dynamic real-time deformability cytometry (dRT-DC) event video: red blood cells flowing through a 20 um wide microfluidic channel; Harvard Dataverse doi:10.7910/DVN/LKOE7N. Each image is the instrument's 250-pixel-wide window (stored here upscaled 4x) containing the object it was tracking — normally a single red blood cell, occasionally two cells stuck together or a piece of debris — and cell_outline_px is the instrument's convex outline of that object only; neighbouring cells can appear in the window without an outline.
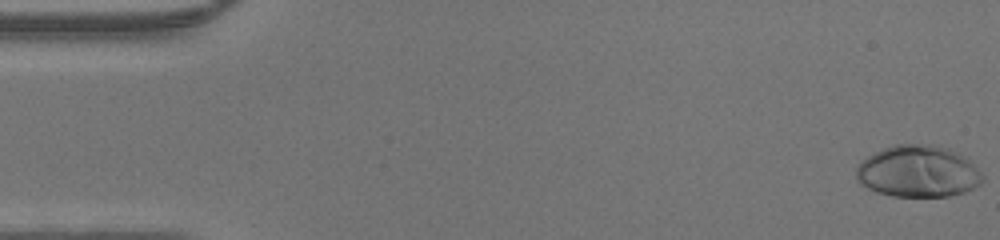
{"species": "human", "species_latin": "Homo sapiens", "temperature_condition": "warm", "stored_images_in_passage": 47, "camera_frame_rate_fps": 3000, "um_per_image_px": 0.085, "donor": {"sex": "male"}, "frame": {"image": 1, "passage_image": 1, "time_ms": 0.0, "image_size_px": [1000, 240], "cell_outline_px": [[984, 180], [980, 184], [964, 192], [948, 196], [892, 196], [876, 192], [860, 184], [856, 180], [856, 168], [860, 160], [884, 148], [896, 144], [932, 144], [948, 148], [968, 156], [984, 176]], "centroid_in_image_um": [78.05, 14.56], "position_along_channel_um": 6.9, "area_um2": 38.55}}
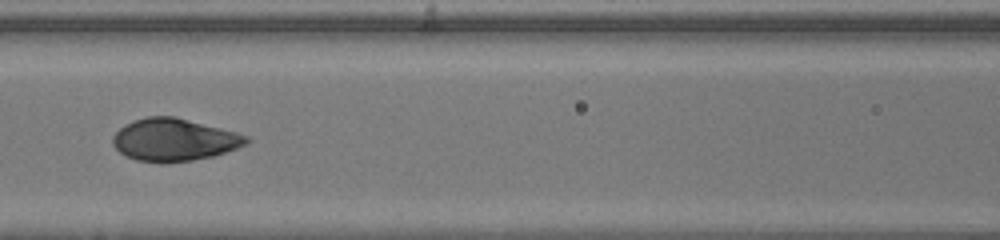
{"frame": {"image": 2, "passage_image": 21, "time_ms": 6.667, "image_size_px": [1000, 240], "cell_outline_px": [[252, 140], [248, 144], [212, 156], [192, 160], [164, 164], [160, 164], [136, 160], [120, 152], [112, 144], [112, 136], [124, 124], [132, 120], [148, 116], [176, 116], [236, 132], [248, 136]], "centroid_in_image_um": [14.79, 11.88], "position_along_channel_um": 151.8, "area_um2": 33.35}}
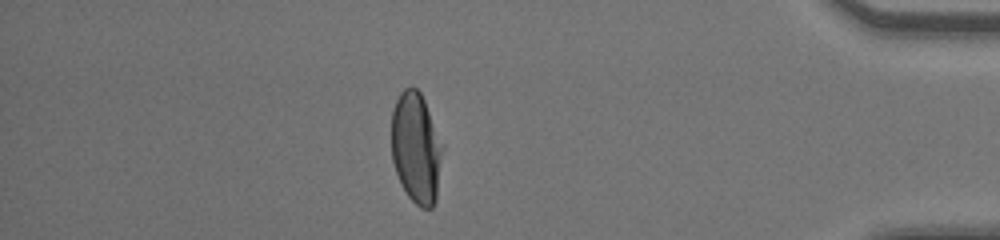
{"frame": {"image": 3, "passage_image": 41, "time_ms": 13.333, "image_size_px": [1000, 240], "cell_outline_px": [[444, 148], [436, 200], [432, 208], [420, 208], [408, 196], [396, 172], [392, 160], [392, 112], [396, 100], [400, 92], [404, 88], [412, 84], [420, 92], [424, 100], [444, 144]], "centroid_in_image_um": [35.4, 12.55], "position_along_channel_um": 399.8, "area_um2": 33.35}}